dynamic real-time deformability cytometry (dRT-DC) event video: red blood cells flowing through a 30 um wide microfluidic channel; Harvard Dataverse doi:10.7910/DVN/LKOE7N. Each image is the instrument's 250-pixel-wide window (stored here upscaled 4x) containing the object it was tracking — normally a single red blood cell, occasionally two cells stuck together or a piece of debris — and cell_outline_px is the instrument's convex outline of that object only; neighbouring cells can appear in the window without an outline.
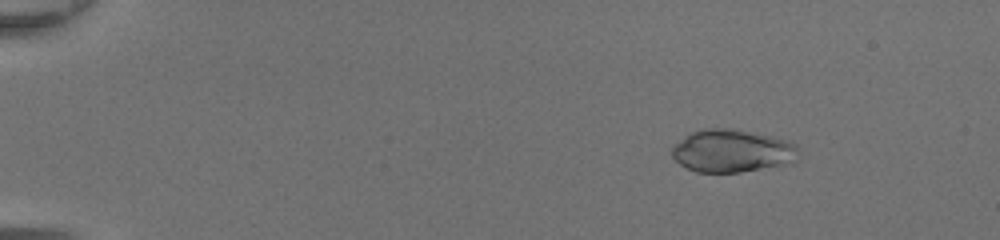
{"species": "common noctule bat (a hibernating species)", "species_latin": "Nyctalus noctula", "temperature_condition": "room temperature", "stored_images_in_passage": 49, "camera_frame_rate_fps": 3000, "um_per_image_px": 0.085, "animal": {"sex": "female", "body_mass_g": 20.0, "forearm_length_mm": 54.0}, "frame": {"image": 1, "passage_image": 8, "time_ms": 2.333, "image_size_px": [1000, 240], "cell_outline_px": [[800, 152], [796, 160], [792, 164], [740, 172], [696, 172], [680, 164], [672, 156], [672, 148], [684, 136], [692, 132], [704, 128], [732, 128], [772, 136], [796, 144]], "centroid_in_image_um": [62.27, 12.83], "position_along_channel_um": 22.7, "area_um2": 31.73}}
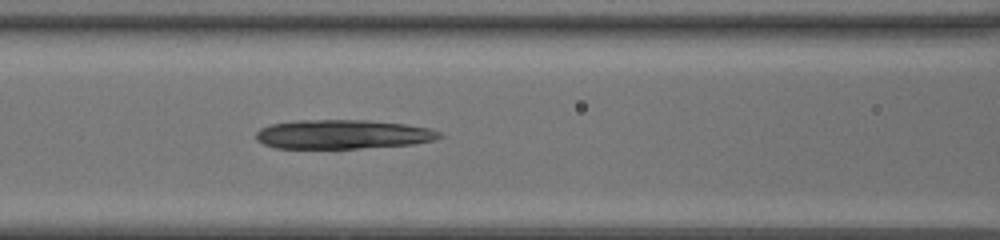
{"frame": {"image": 2, "passage_image": 24, "time_ms": 7.667, "image_size_px": [1000, 240], "cell_outline_px": [[444, 136], [436, 140], [412, 144], [360, 148], [276, 148], [264, 144], [256, 140], [256, 132], [260, 128], [268, 124], [296, 120], [368, 120], [404, 124], [428, 128], [440, 132]], "centroid_in_image_um": [29.11, 11.41], "position_along_channel_um": 137.5, "area_um2": 31.27}}
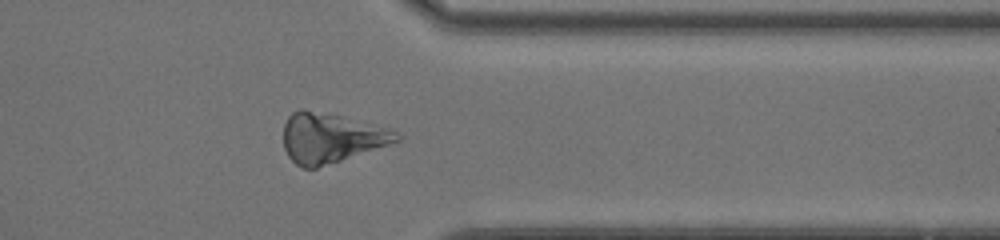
{"frame": {"image": 3, "passage_image": 41, "time_ms": 13.333, "image_size_px": [1000, 240], "cell_outline_px": [[400, 140], [316, 168], [304, 168], [296, 164], [288, 156], [284, 148], [284, 124], [288, 116], [292, 112], [300, 108], [344, 116], [396, 132], [400, 136]], "centroid_in_image_um": [28.04, 11.71], "position_along_channel_um": 383.4, "area_um2": 32.08}}